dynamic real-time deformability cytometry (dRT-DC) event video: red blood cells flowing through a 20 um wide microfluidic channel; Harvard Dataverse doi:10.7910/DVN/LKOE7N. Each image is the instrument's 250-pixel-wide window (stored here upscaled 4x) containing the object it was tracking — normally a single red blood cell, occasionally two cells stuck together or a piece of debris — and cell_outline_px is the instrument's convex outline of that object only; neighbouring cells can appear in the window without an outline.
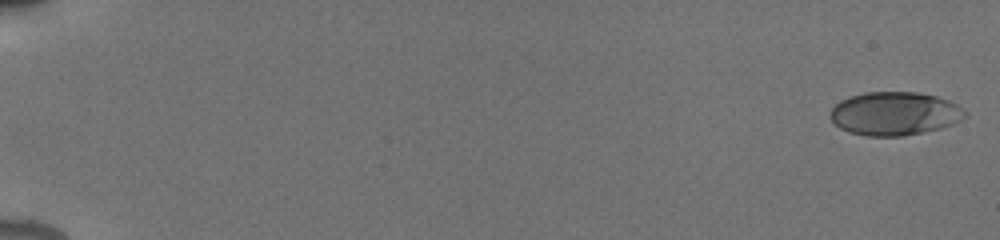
{"species": "human", "species_latin": "Homo sapiens", "temperature_condition": "cold", "stored_images_in_passage": 10, "camera_frame_rate_fps": 3000, "um_per_image_px": 0.085, "donor": {"sex": "male"}, "frame": {"image": 1, "passage_image": 1, "time_ms": 0.0, "image_size_px": [1000, 240], "cell_outline_px": [[968, 116], [952, 124], [940, 128], [924, 132], [904, 136], [868, 136], [848, 132], [840, 128], [828, 116], [828, 112], [840, 100], [848, 96], [864, 92], [916, 92], [936, 96], [948, 100], [956, 104], [968, 112]], "centroid_in_image_um": [76.03, 9.65], "position_along_channel_um": 9.0, "area_um2": 34.39}}
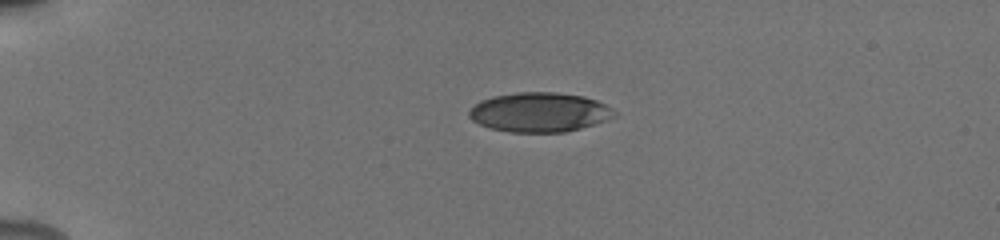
{"frame": {"image": 2, "passage_image": 7, "time_ms": 4.333, "image_size_px": [1000, 240], "cell_outline_px": [[616, 116], [580, 128], [564, 132], [512, 132], [492, 128], [480, 124], [472, 120], [468, 116], [468, 112], [480, 100], [492, 96], [516, 92], [556, 92], [584, 96], [596, 100], [604, 104], [616, 112]], "centroid_in_image_um": [45.83, 9.53], "position_along_channel_um": 39.2, "area_um2": 33.18}}